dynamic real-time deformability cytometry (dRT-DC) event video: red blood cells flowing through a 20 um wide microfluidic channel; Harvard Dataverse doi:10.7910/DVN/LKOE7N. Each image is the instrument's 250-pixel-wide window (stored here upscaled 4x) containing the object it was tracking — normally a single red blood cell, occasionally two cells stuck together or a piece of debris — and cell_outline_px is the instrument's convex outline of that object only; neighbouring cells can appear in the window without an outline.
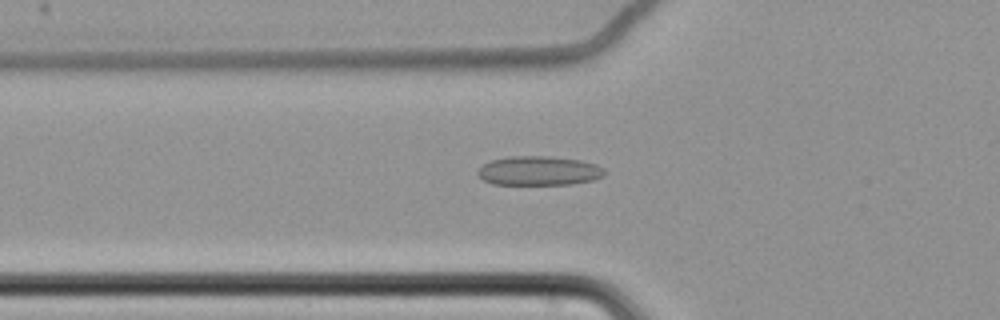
{"species": "common noctule bat (a hibernating species)", "species_latin": "Nyctalus noctula", "temperature_condition": "cold", "stored_images_in_passage": 44, "camera_frame_rate_fps": 3000, "um_per_image_px": 0.085, "animal": {"sex": "female", "body_mass_g": 22.7, "forearm_length_mm": 54.2}, "frame": {"image": 1, "passage_image": 6, "time_ms": 1.667, "image_size_px": [1000, 320], "cell_outline_px": [[604, 176], [592, 180], [572, 184], [492, 184], [484, 180], [476, 172], [484, 164], [492, 160], [508, 156], [548, 156], [580, 160], [596, 164], [604, 168]], "centroid_in_image_um": [45.81, 14.51], "position_along_channel_um": 80.0, "area_um2": 21.5}}
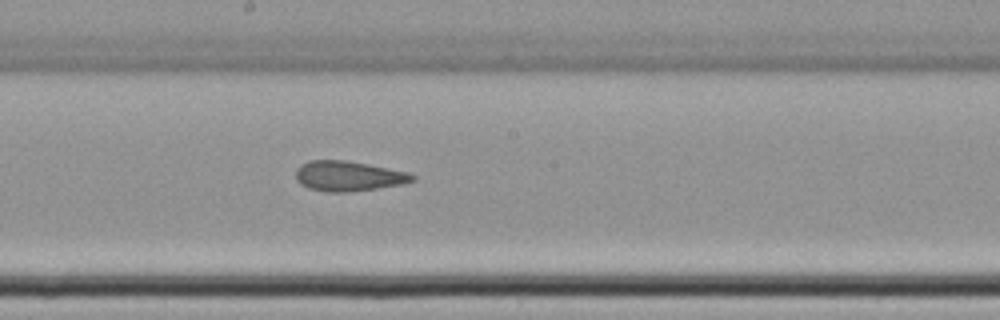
{"frame": {"image": 2, "passage_image": 18, "time_ms": 5.667, "image_size_px": [1000, 320], "cell_outline_px": [[416, 180], [400, 184], [376, 188], [344, 192], [328, 192], [308, 188], [300, 184], [296, 180], [296, 168], [300, 164], [308, 160], [344, 160], [368, 164], [408, 172], [416, 176]], "centroid_in_image_um": [29.57, 14.95], "position_along_channel_um": 218.6, "area_um2": 20.4}}
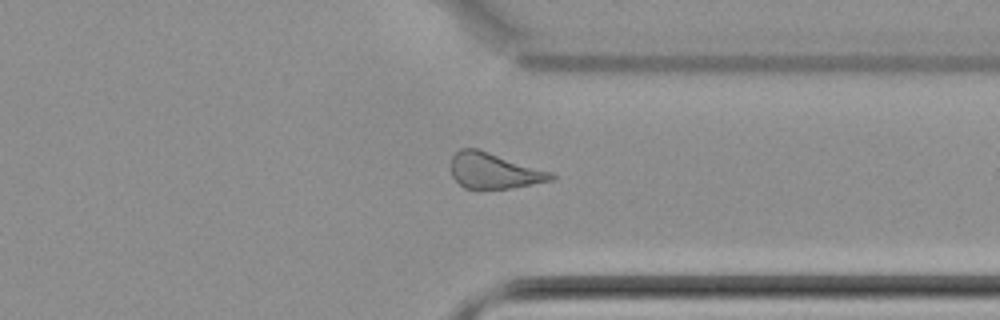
{"frame": {"image": 3, "passage_image": 31, "time_ms": 10.0, "image_size_px": [1000, 320], "cell_outline_px": [[556, 176], [552, 180], [532, 184], [508, 188], [464, 188], [452, 176], [448, 164], [452, 156], [460, 148], [476, 148], [552, 172]], "centroid_in_image_um": [41.93, 14.5], "position_along_channel_um": 369.5, "area_um2": 20.75}, "authors_computed_cell_mechanics": {"area_um2": 20.808, "velocity_mm_per_s": 3.4789, "shape_relaxation_time_tau1_ms": null, "shape_relaxation_time_tau2_ms": 3.6862, "deformation_change_tau1": null, "deformation_change_tau2": 0.1014}}